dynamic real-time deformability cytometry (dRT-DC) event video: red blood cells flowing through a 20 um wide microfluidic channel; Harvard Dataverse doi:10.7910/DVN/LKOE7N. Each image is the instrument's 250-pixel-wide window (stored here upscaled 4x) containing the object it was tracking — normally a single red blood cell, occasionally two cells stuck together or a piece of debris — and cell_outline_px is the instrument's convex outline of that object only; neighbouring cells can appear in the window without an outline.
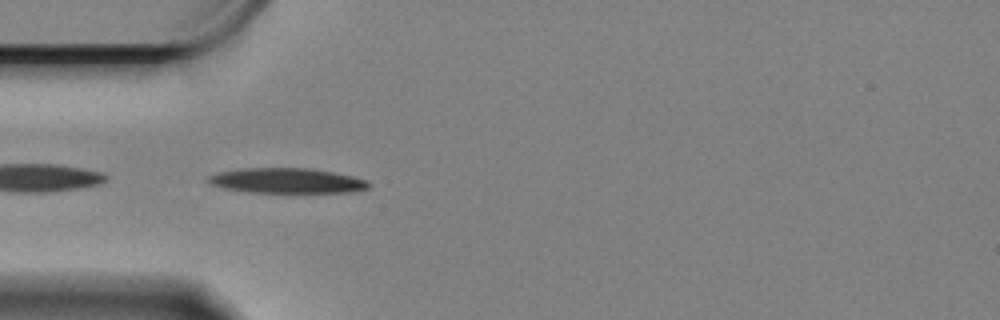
{"species": "Egyptian fruit bat (a non-hibernating species)", "species_latin": "Rousettus aegyptiacus", "temperature_condition": "cold", "stored_images_in_passage": 12, "camera_frame_rate_fps": 3000, "um_per_image_px": 0.085, "animal": {"sex": "female"}, "frame": {"image": 1, "passage_image": 1, "time_ms": 0.0, "image_size_px": [1000, 320], "cell_outline_px": [[372, 184], [368, 188], [348, 192], [248, 192], [224, 188], [212, 184], [208, 180], [208, 176], [216, 172], [240, 168], [312, 168], [352, 176], [368, 180]], "centroid_in_image_um": [24.38, 15.35], "position_along_channel_um": 60.6, "area_um2": 23.41}}
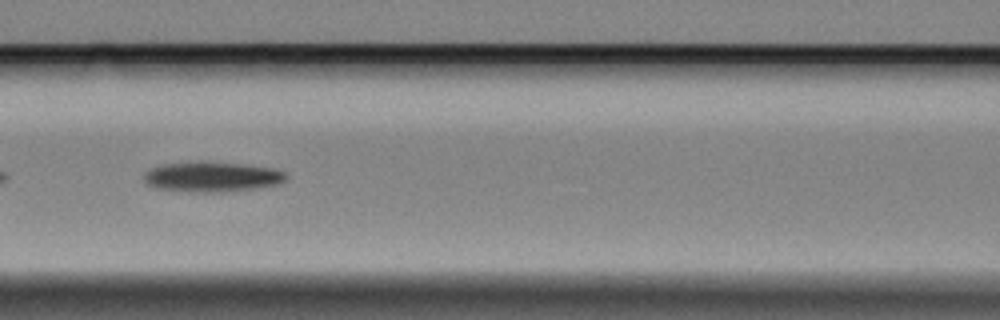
{"frame": {"image": 2, "passage_image": 9, "time_ms": 2.667, "image_size_px": [1000, 320], "cell_outline_px": [[288, 176], [284, 180], [276, 184], [252, 188], [220, 192], [196, 192], [156, 188], [148, 184], [144, 180], [144, 172], [152, 168], [164, 164], [200, 160], [240, 164], [272, 168], [284, 172]], "centroid_in_image_um": [17.97, 15.01], "position_along_channel_um": 148.6, "area_um2": 24.74}}